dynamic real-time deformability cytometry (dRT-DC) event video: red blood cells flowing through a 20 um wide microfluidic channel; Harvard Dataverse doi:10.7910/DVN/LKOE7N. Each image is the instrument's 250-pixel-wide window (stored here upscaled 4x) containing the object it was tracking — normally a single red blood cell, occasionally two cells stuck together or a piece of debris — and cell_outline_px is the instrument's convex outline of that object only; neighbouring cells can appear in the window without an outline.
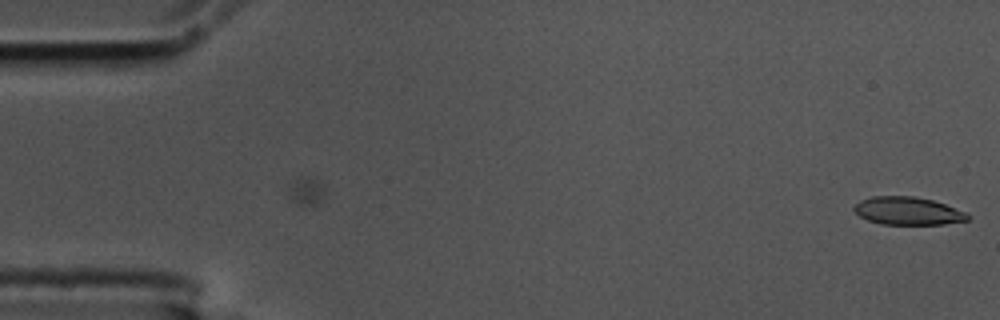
{"species": "common noctule bat (a hibernating species)", "species_latin": "Nyctalus noctula", "temperature_condition": "cold", "stored_images_in_passage": 38, "camera_frame_rate_fps": 3000, "um_per_image_px": 0.085, "animal": {"sex": "male", "body_mass_g": 17.5, "forearm_length_mm": 52.3}, "frame": {"image": 1, "passage_image": 38, "time_ms": 12.333, "image_size_px": [1000, 320], "cell_outline_px": [[972, 216], [968, 220], [944, 224], [880, 224], [868, 220], [860, 216], [852, 208], [860, 200], [872, 196], [912, 196], [932, 200], [944, 204], [964, 212]], "centroid_in_image_um": [77.15, 17.93], "position_along_channel_um": 7.9, "area_um2": 18.32}}